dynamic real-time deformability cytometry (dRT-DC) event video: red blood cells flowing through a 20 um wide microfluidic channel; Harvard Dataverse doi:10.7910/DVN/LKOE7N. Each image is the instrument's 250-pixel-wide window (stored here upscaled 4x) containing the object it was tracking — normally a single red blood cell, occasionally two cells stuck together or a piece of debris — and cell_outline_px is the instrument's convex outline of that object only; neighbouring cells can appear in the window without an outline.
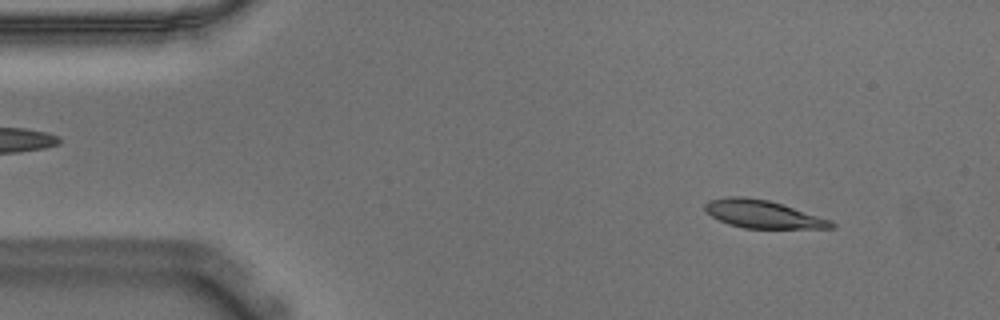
{"species": "Egyptian fruit bat (a non-hibernating species)", "species_latin": "Rousettus aegyptiacus", "temperature_condition": "warm", "stored_images_in_passage": 54, "camera_frame_rate_fps": 3000, "um_per_image_px": 0.085, "animal": {"sex": "male"}, "frame": {"image": 1, "passage_image": 5, "time_ms": 1.333, "image_size_px": [1000, 320], "cell_outline_px": [[836, 228], [744, 228], [728, 224], [704, 212], [704, 204], [708, 200], [728, 196], [744, 196], [768, 200], [832, 220], [836, 224]], "centroid_in_image_um": [64.81, 18.2], "position_along_channel_um": 20.2, "area_um2": 20.52}}
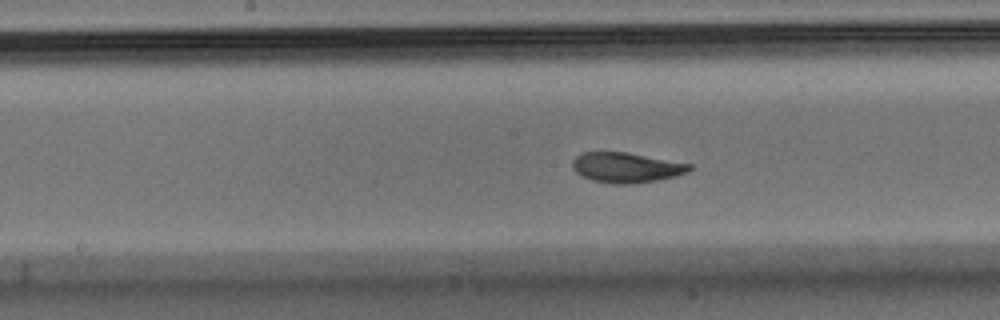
{"frame": {"image": 2, "passage_image": 26, "time_ms": 8.333, "image_size_px": [1000, 320], "cell_outline_px": [[692, 168], [688, 172], [676, 176], [656, 180], [632, 184], [612, 184], [592, 180], [576, 172], [572, 168], [572, 160], [576, 156], [584, 152], [628, 152], [692, 164]], "centroid_in_image_um": [53.24, 14.24], "position_along_channel_um": 195.0, "area_um2": 20.58}}
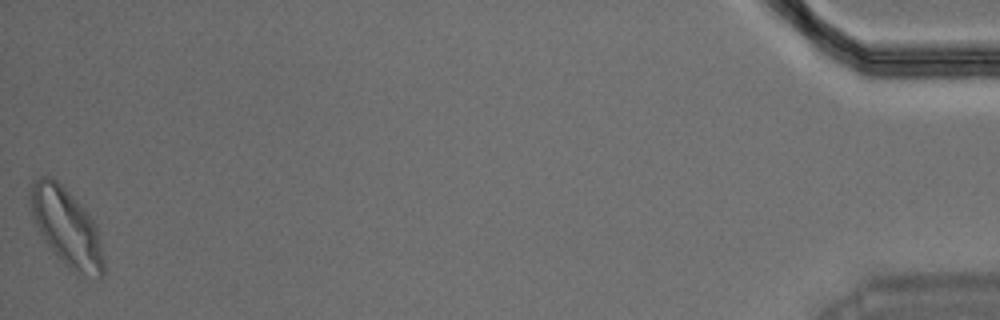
{"frame": {"image": 3, "passage_image": 54, "time_ms": 17.667, "image_size_px": [1000, 320], "cell_outline_px": [[104, 276], [100, 280], [80, 280], [56, 256], [44, 240], [36, 224], [28, 204], [28, 192], [32, 180], [40, 176], [52, 176], [88, 212], [96, 228], [100, 240], [104, 260]], "centroid_in_image_um": [5.66, 19.41], "position_along_channel_um": 429.5, "area_um2": 34.16}, "authors_computed_cell_mechanics": {"area_um2": 21.0681, "velocity_mm_per_s": 3.5881, "shape_relaxation_time_tau1_ms": 2.8486, "shape_relaxation_time_tau2_ms": 1.0255, "deformation_change_tau1": 0.1479, "deformation_change_tau2": 0.0597}}